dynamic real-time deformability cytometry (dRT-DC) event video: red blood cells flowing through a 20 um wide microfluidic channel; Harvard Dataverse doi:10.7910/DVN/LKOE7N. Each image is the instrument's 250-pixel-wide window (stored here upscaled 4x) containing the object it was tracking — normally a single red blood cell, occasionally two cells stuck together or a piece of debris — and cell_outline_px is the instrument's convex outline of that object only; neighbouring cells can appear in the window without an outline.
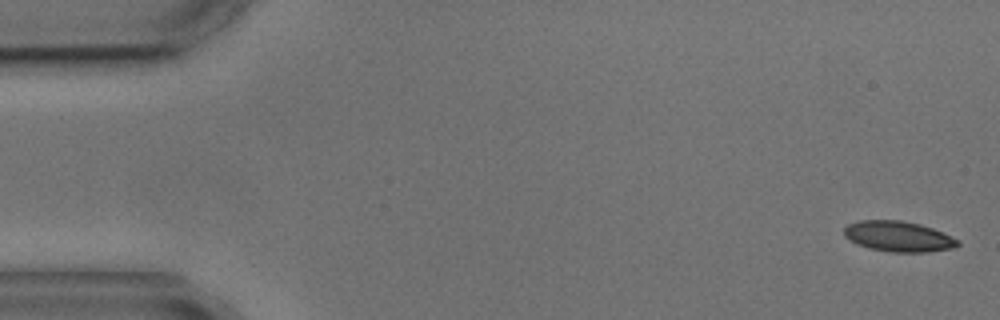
{"species": "common noctule bat (a hibernating species)", "species_latin": "Nyctalus noctula", "temperature_condition": "cold", "stored_images_in_passage": 4, "camera_frame_rate_fps": 3000, "um_per_image_px": 0.085, "animal": {"sex": "male", "body_mass_g": 17.9, "forearm_length_mm": 54.2}, "frame": {"image": 1, "passage_image": 1, "time_ms": 0.0, "image_size_px": [1000, 320], "cell_outline_px": [[960, 244], [952, 248], [928, 252], [892, 252], [868, 248], [856, 244], [844, 236], [844, 228], [848, 224], [860, 220], [900, 220], [920, 224], [944, 232], [960, 240]], "centroid_in_image_um": [76.37, 20.09], "position_along_channel_um": 8.6, "area_um2": 20.35}}
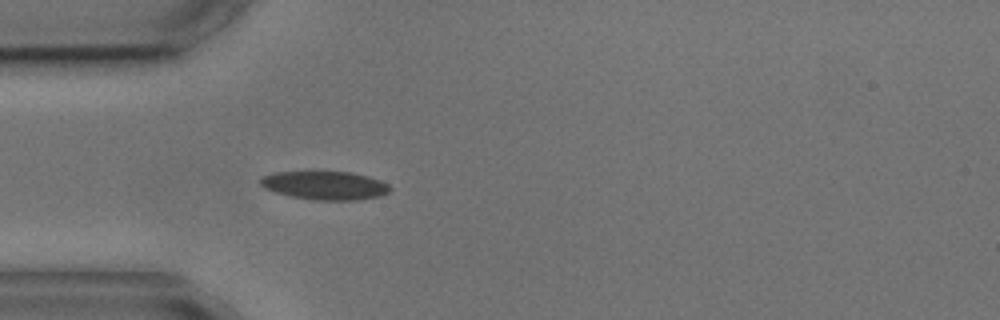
{"frame": {"image": 2, "passage_image": 4, "time_ms": 4.667, "image_size_px": [1000, 320], "cell_outline_px": [[392, 188], [388, 192], [380, 196], [356, 200], [316, 200], [292, 196], [276, 192], [264, 188], [260, 184], [260, 176], [272, 172], [308, 168], [312, 168], [352, 172], [368, 176], [380, 180], [388, 184]], "centroid_in_image_um": [27.55, 15.69], "position_along_channel_um": 57.4, "area_um2": 22.72}}